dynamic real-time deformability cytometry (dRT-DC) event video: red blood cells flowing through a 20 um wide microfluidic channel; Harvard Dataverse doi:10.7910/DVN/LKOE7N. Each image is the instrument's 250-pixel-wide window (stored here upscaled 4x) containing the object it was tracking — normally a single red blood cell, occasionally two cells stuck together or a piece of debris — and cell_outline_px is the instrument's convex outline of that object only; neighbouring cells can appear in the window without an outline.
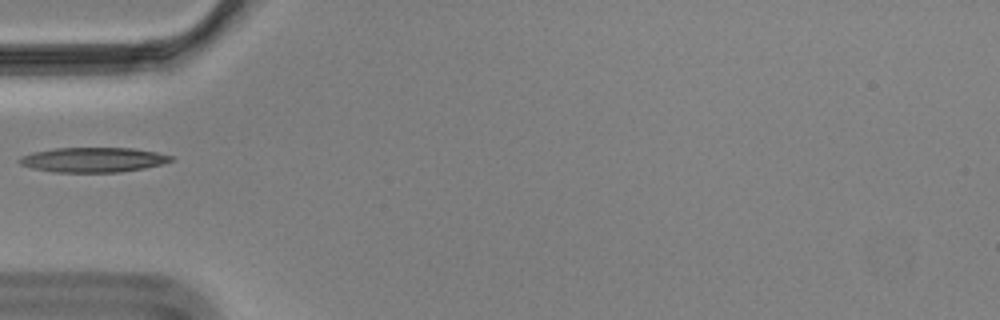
{"species": "Egyptian fruit bat (a non-hibernating species)", "species_latin": "Rousettus aegyptiacus", "temperature_condition": "cold", "stored_images_in_passage": 13, "camera_frame_rate_fps": 3000, "um_per_image_px": 0.085, "animal": {"sex": "male"}, "frame": {"image": 1, "passage_image": 1, "time_ms": 0.0, "image_size_px": [1000, 320], "cell_outline_px": [[172, 160], [160, 164], [144, 168], [120, 172], [52, 172], [32, 168], [20, 164], [16, 160], [20, 156], [32, 152], [56, 148], [132, 148], [156, 152], [172, 156]], "centroid_in_image_um": [7.85, 13.58], "position_along_channel_um": 77.1, "area_um2": 21.85}}
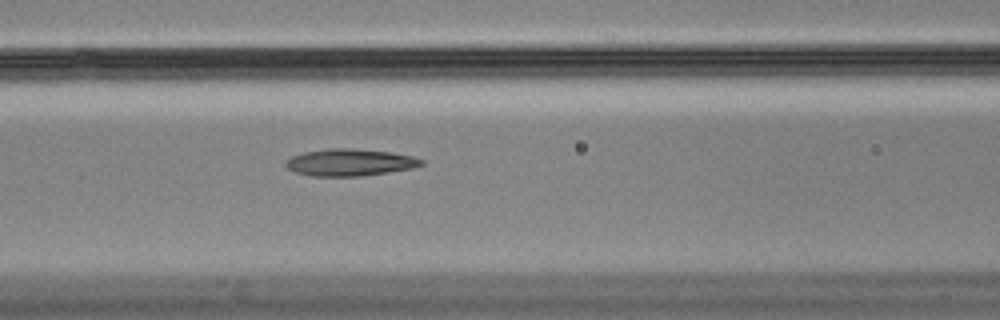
{"frame": {"image": 2, "passage_image": 6, "time_ms": 1.667, "image_size_px": [1000, 320], "cell_outline_px": [[424, 164], [412, 168], [388, 172], [360, 176], [308, 176], [296, 172], [288, 168], [284, 164], [284, 160], [292, 156], [304, 152], [328, 148], [352, 148], [392, 152], [412, 156], [424, 160]], "centroid_in_image_um": [29.71, 13.8], "position_along_channel_um": 136.9, "area_um2": 21.44}}
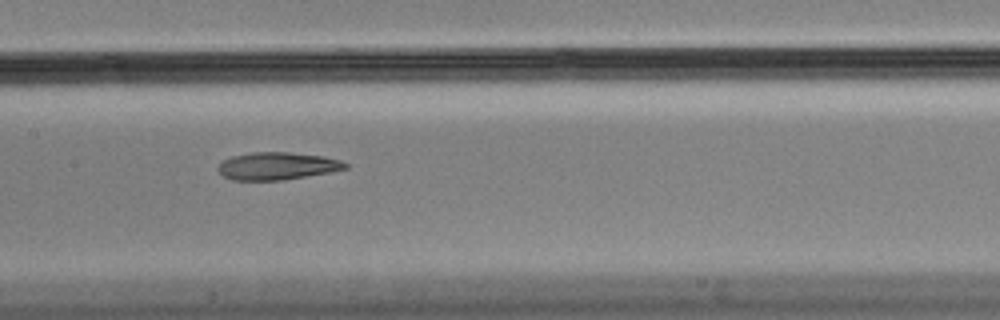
{"frame": {"image": 3, "passage_image": 10, "time_ms": 3.0, "image_size_px": [1000, 320], "cell_outline_px": [[348, 168], [332, 172], [280, 180], [232, 180], [224, 176], [216, 168], [224, 160], [232, 156], [252, 152], [288, 152], [324, 156], [340, 160], [348, 164]], "centroid_in_image_um": [23.58, 14.11], "position_along_channel_um": 183.8, "area_um2": 20.35}}